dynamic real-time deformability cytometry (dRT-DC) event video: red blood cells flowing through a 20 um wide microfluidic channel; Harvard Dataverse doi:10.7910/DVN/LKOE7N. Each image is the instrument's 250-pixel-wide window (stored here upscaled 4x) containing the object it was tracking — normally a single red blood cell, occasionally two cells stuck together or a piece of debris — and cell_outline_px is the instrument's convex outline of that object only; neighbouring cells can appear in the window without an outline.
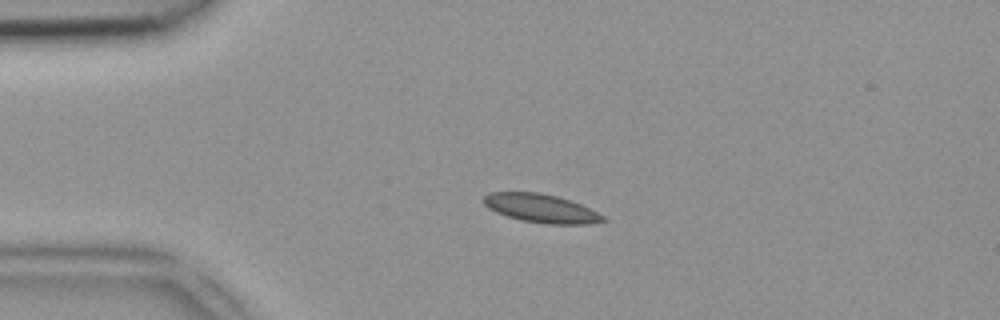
{"species": "common noctule bat (a hibernating species)", "species_latin": "Nyctalus noctula", "temperature_condition": "room temperature", "stored_images_in_passage": 44, "camera_frame_rate_fps": 3000, "um_per_image_px": 0.085, "animal": {"sex": "female", "body_mass_g": 18.4}, "frame": {"image": 1, "passage_image": 6, "time_ms": 1.667, "image_size_px": [1000, 320], "cell_outline_px": [[608, 220], [588, 224], [544, 224], [520, 220], [496, 212], [488, 208], [484, 204], [484, 196], [488, 192], [540, 192], [556, 196], [580, 204], [604, 216]], "centroid_in_image_um": [45.97, 17.71], "position_along_channel_um": 39.0, "area_um2": 19.77}}
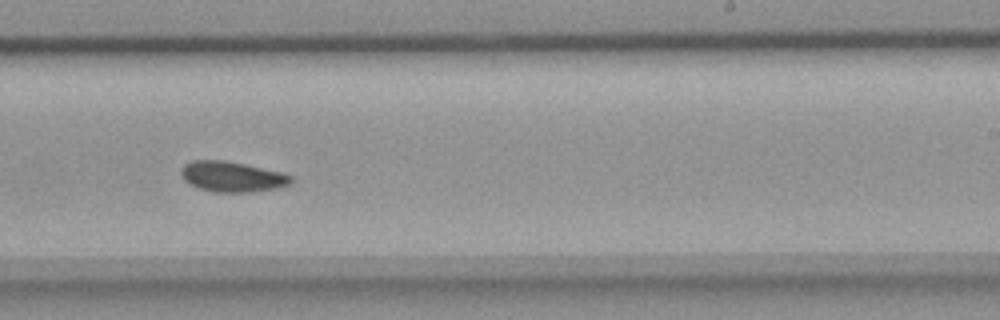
{"frame": {"image": 2, "passage_image": 25, "time_ms": 8.0, "image_size_px": [1000, 320], "cell_outline_px": [[296, 180], [292, 184], [280, 188], [252, 192], [212, 192], [200, 188], [184, 180], [180, 172], [180, 168], [184, 164], [192, 160], [224, 160], [284, 172], [292, 176]], "centroid_in_image_um": [19.8, 15.02], "position_along_channel_um": 269.2, "area_um2": 19.83}}
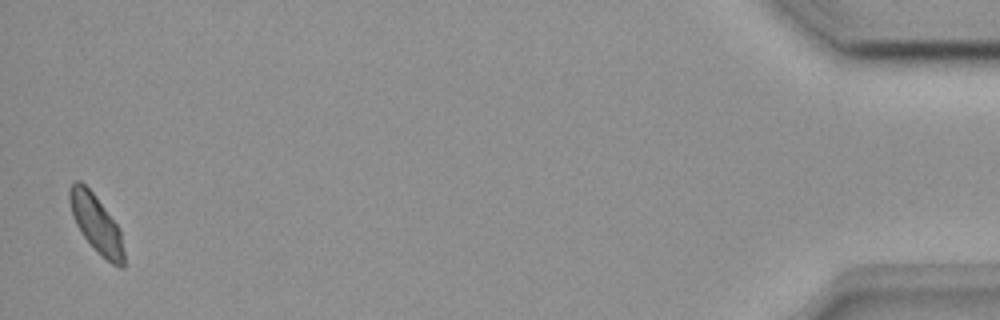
{"frame": {"image": 3, "passage_image": 43, "time_ms": 14.0, "image_size_px": [1000, 320], "cell_outline_px": [[124, 268], [120, 268], [112, 264], [100, 256], [80, 232], [72, 216], [68, 200], [68, 188], [76, 180], [80, 180], [92, 192], [120, 228], [124, 252]], "centroid_in_image_um": [8.17, 19.04], "position_along_channel_um": 427.0, "area_um2": 18.5}}